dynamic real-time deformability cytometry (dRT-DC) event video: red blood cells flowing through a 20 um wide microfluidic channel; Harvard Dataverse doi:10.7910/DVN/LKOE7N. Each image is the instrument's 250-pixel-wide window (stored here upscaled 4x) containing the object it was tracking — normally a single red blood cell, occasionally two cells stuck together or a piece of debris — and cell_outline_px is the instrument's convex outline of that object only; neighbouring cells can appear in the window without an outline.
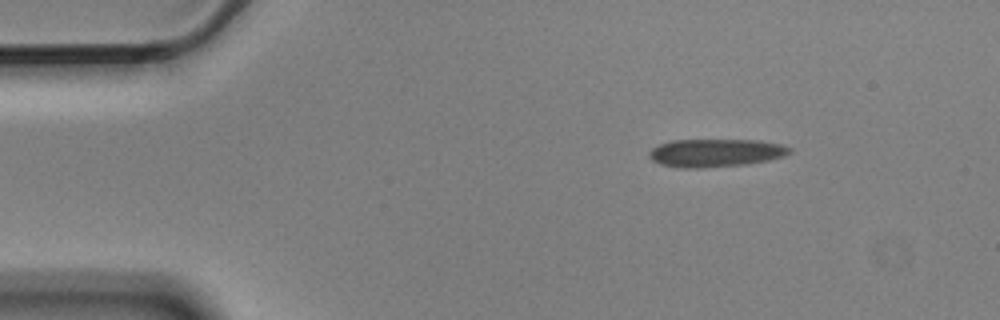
{"species": "Egyptian fruit bat (a non-hibernating species)", "species_latin": "Rousettus aegyptiacus", "temperature_condition": "cold", "stored_images_in_passage": 3, "segment_of_instrument_passage": [1, 2], "camera_frame_rate_fps": 3000, "um_per_image_px": 0.085, "animal": {"sex": "male"}, "frame": {"image": 1, "passage_image": 1, "time_ms": 0.0, "image_size_px": [1000, 320], "cell_outline_px": [[792, 152], [784, 156], [768, 160], [748, 164], [700, 168], [680, 168], [660, 164], [652, 160], [648, 156], [648, 152], [652, 148], [660, 144], [672, 140], [760, 140], [780, 144], [792, 148]], "centroid_in_image_um": [60.82, 12.99], "position_along_channel_um": 24.2, "area_um2": 23.06}}